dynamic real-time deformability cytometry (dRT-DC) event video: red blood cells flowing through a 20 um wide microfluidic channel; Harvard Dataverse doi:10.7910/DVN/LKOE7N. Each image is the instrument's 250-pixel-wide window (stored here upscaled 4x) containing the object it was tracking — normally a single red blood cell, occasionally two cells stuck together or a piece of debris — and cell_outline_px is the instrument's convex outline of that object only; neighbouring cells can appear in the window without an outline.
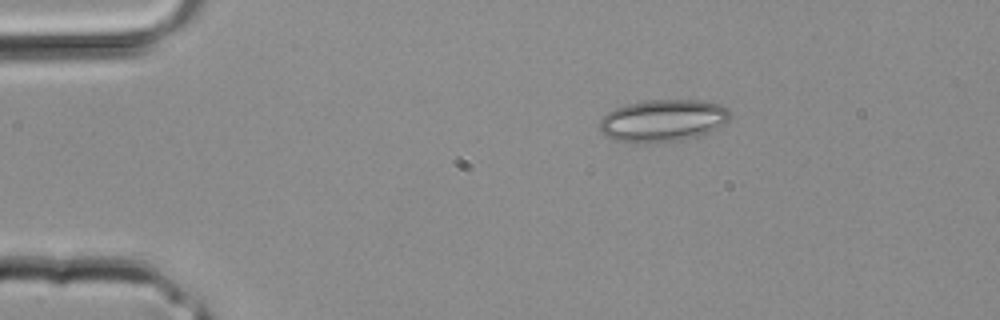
{"species": "common noctule bat (a hibernating species)", "species_latin": "Nyctalus noctula", "temperature_condition": "room temperature", "stored_images_in_passage": 2, "camera_frame_rate_fps": 3000, "um_per_image_px": 0.085, "animal": {"sex": "male", "body_mass_g": 20.4}, "frame": {"image": 1, "passage_image": 1, "time_ms": 0.0, "image_size_px": [1000, 320], "cell_outline_px": [[732, 116], [724, 124], [708, 132], [696, 136], [680, 140], [656, 144], [636, 144], [612, 140], [600, 128], [600, 120], [608, 112], [616, 108], [628, 104], [648, 100], [700, 100], [716, 104], [728, 108], [732, 112]], "centroid_in_image_um": [56.35, 10.27], "position_along_channel_um": 28.6, "area_um2": 32.25}}